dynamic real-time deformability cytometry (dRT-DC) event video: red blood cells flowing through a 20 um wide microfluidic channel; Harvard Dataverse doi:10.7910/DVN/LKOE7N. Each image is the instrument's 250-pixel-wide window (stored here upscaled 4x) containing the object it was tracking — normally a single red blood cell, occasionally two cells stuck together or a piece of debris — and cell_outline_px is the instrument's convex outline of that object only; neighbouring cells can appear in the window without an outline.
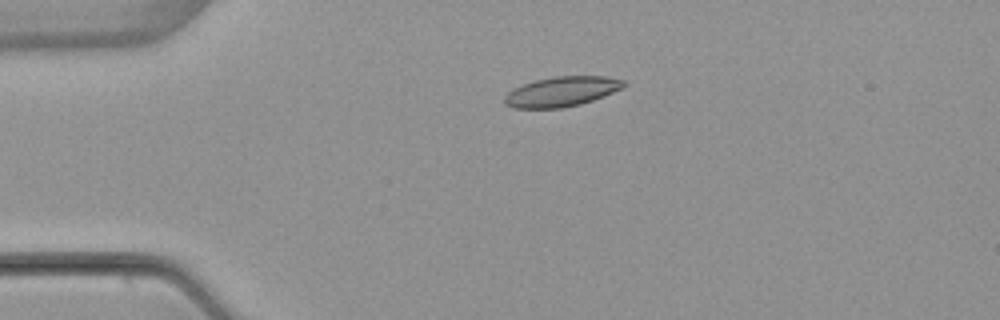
{"species": "common noctule bat (a hibernating species)", "species_latin": "Nyctalus noctula", "temperature_condition": "warm", "stored_images_in_passage": 4, "camera_frame_rate_fps": 3000, "um_per_image_px": 0.085, "animal": {"sex": "female", "body_mass_g": 22.7, "forearm_length_mm": 54.2}, "frame": {"image": 1, "passage_image": 3, "time_ms": 2.667, "image_size_px": [1000, 320], "cell_outline_px": [[624, 88], [604, 96], [580, 104], [560, 108], [512, 108], [504, 104], [504, 96], [508, 92], [524, 84], [536, 80], [556, 76], [604, 76], [624, 80]], "centroid_in_image_um": [47.74, 7.79], "position_along_channel_um": 37.3, "area_um2": 20.63}}